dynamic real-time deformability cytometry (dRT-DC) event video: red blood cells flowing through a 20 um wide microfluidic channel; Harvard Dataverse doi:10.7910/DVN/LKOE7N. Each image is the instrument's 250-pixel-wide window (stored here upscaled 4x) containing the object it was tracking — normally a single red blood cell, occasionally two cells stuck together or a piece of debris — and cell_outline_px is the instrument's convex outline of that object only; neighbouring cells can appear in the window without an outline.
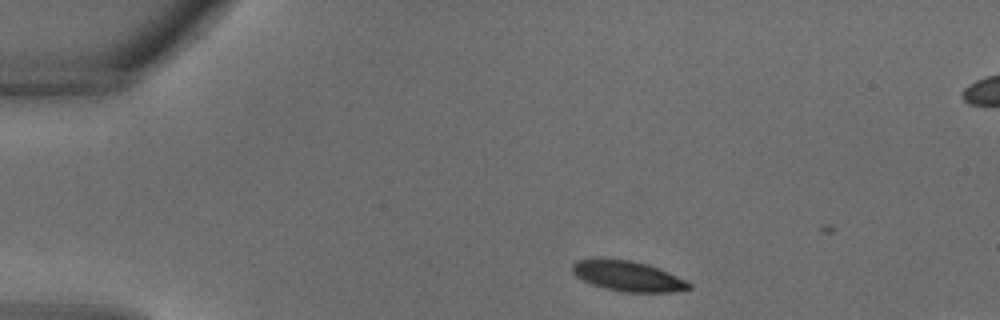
{"species": "common noctule bat (a hibernating species)", "species_latin": "Nyctalus noctula", "temperature_condition": "warm", "stored_images_in_passage": 5, "camera_frame_rate_fps": 3000, "um_per_image_px": 0.085, "animal": {"sex": "male", "body_mass_g": 18.8}, "frame": {"image": 1, "passage_image": 1, "time_ms": 0.0, "image_size_px": [1000, 320], "cell_outline_px": [[692, 288], [672, 292], [624, 292], [604, 288], [592, 284], [576, 276], [572, 272], [572, 264], [576, 260], [596, 256], [632, 260], [648, 264], [668, 272], [692, 284]], "centroid_in_image_um": [53.3, 23.43], "position_along_channel_um": 31.7, "area_um2": 20.98}}